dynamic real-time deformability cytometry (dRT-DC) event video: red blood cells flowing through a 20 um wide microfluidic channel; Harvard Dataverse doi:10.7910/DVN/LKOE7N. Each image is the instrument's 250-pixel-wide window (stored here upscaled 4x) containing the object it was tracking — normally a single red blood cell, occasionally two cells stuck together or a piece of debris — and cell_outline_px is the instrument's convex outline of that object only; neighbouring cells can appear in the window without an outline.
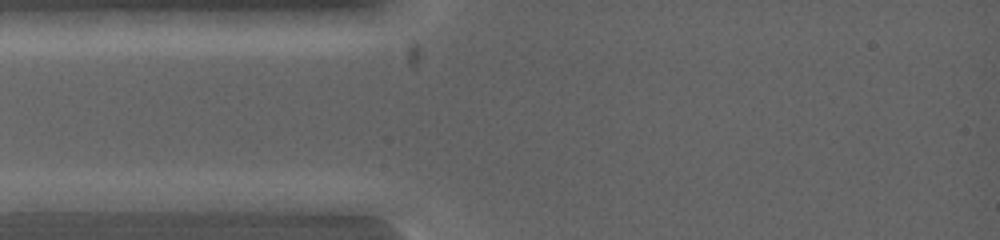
{"species": "common noctule bat (a hibernating species)", "species_latin": "Nyctalus noctula", "temperature_condition": "warm", "stored_images_in_passage": 2, "camera_frame_rate_fps": 5000, "um_per_image_px": 0.085, "animal": {"sex": "female", "body_mass_g": 19.0, "forearm_length_mm": 53.3}, "frame": {"image": 1, "passage_image": 1, "time_ms": 0.0, "image_size_px": [1000, 240], "cell_outline_px": [[120, 200], [84, 212], [44, 216], [16, 212], [16, 200], [76, 192], [100, 192]], "centroid_in_image_um": [5.41, 17.3], "position_along_channel_um": 79.6, "area_um2": 12.14}}